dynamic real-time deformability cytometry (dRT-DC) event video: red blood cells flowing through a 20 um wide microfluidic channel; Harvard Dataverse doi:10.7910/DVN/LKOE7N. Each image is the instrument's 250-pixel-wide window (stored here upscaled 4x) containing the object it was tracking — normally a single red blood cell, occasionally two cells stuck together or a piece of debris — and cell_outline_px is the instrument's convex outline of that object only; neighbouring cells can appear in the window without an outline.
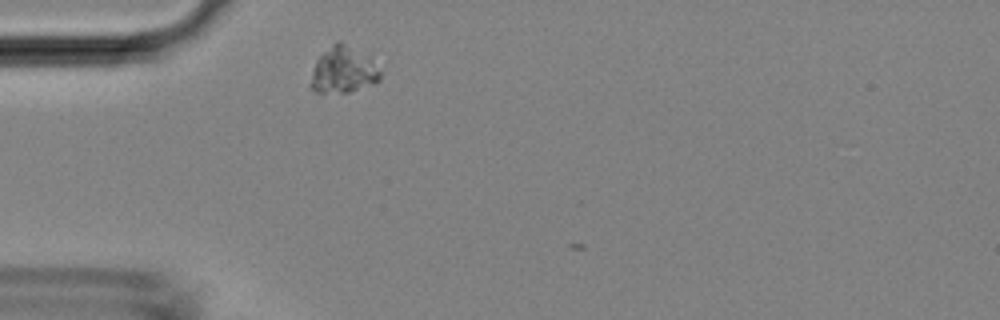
{"species": "Egyptian fruit bat (a non-hibernating species)", "species_latin": "Rousettus aegyptiacus", "temperature_condition": "room temperature", "stored_images_in_passage": 3, "camera_frame_rate_fps": 3000, "um_per_image_px": 0.085, "animal": {"sex": "female"}, "frame": {"image": 1, "passage_image": 2, "time_ms": 0.333, "image_size_px": [1000, 320], "cell_outline_px": [[380, 80], [372, 84], [348, 92], [316, 92], [312, 88], [312, 72], [316, 60], [336, 40], [340, 40], [380, 72]], "centroid_in_image_um": [29.09, 5.99], "position_along_channel_um": 55.9, "area_um2": 17.4}}